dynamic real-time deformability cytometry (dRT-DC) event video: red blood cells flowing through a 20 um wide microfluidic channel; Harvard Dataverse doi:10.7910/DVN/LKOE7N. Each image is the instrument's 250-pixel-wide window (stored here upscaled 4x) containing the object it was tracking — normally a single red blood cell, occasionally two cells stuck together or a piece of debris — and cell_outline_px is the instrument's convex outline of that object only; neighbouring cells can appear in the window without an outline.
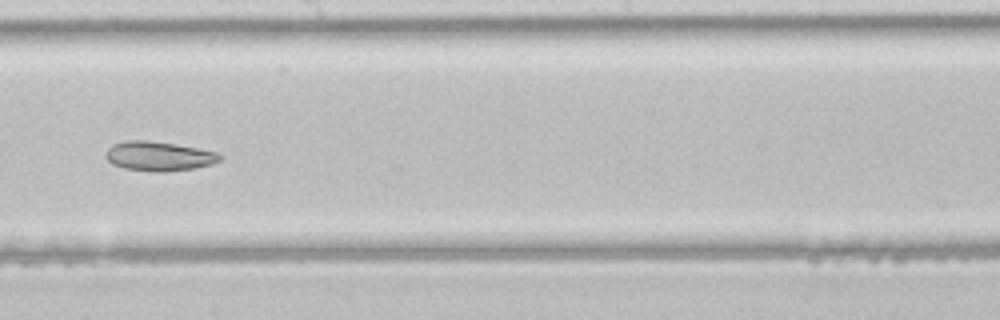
{"species": "common noctule bat (a hibernating species)", "species_latin": "Nyctalus noctula", "temperature_condition": "room temperature", "stored_images_in_passage": 32, "camera_frame_rate_fps": 3000, "um_per_image_px": 0.085, "animal": {"sex": "male", "body_mass_g": 21.5, "forearm_length_mm": 52.0}, "frame": {"image": 1, "passage_image": 14, "time_ms": 4.333, "image_size_px": [1000, 320], "cell_outline_px": [[220, 160], [212, 164], [192, 168], [164, 172], [160, 172], [124, 168], [112, 164], [104, 156], [104, 152], [112, 144], [124, 140], [148, 140], [176, 144], [216, 152], [220, 156]], "centroid_in_image_um": [13.43, 13.26], "position_along_channel_um": 234.8, "area_um2": 19.48}}